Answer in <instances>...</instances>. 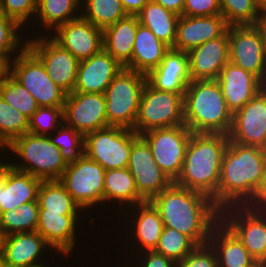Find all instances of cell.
I'll return each instance as SVG.
<instances>
[{
	"mask_svg": "<svg viewBox=\"0 0 266 267\" xmlns=\"http://www.w3.org/2000/svg\"><path fill=\"white\" fill-rule=\"evenodd\" d=\"M10 74L31 93L39 107H63L67 93L49 78L43 63L27 47L11 61Z\"/></svg>",
	"mask_w": 266,
	"mask_h": 267,
	"instance_id": "obj_9",
	"label": "cell"
},
{
	"mask_svg": "<svg viewBox=\"0 0 266 267\" xmlns=\"http://www.w3.org/2000/svg\"><path fill=\"white\" fill-rule=\"evenodd\" d=\"M138 24L136 15H127L103 29V49L123 67L132 60Z\"/></svg>",
	"mask_w": 266,
	"mask_h": 267,
	"instance_id": "obj_29",
	"label": "cell"
},
{
	"mask_svg": "<svg viewBox=\"0 0 266 267\" xmlns=\"http://www.w3.org/2000/svg\"><path fill=\"white\" fill-rule=\"evenodd\" d=\"M81 215L80 213L47 212V209L39 208L36 231L42 235L55 253L63 255L62 257L64 255L70 257L73 249L77 246L76 234H79L77 227H82V224L79 225V223L84 220L79 218Z\"/></svg>",
	"mask_w": 266,
	"mask_h": 267,
	"instance_id": "obj_19",
	"label": "cell"
},
{
	"mask_svg": "<svg viewBox=\"0 0 266 267\" xmlns=\"http://www.w3.org/2000/svg\"><path fill=\"white\" fill-rule=\"evenodd\" d=\"M259 11L262 16H266V0H258Z\"/></svg>",
	"mask_w": 266,
	"mask_h": 267,
	"instance_id": "obj_53",
	"label": "cell"
},
{
	"mask_svg": "<svg viewBox=\"0 0 266 267\" xmlns=\"http://www.w3.org/2000/svg\"><path fill=\"white\" fill-rule=\"evenodd\" d=\"M20 32L15 20L0 13V54H19L27 46V38L24 40Z\"/></svg>",
	"mask_w": 266,
	"mask_h": 267,
	"instance_id": "obj_43",
	"label": "cell"
},
{
	"mask_svg": "<svg viewBox=\"0 0 266 267\" xmlns=\"http://www.w3.org/2000/svg\"><path fill=\"white\" fill-rule=\"evenodd\" d=\"M9 150L11 153L8 159L10 160L13 154V157L15 156V160L11 161H15L14 169L29 173L42 181L60 180L68 165L62 157L61 150L48 136L27 132L15 138L5 149H1L3 152L6 151V154Z\"/></svg>",
	"mask_w": 266,
	"mask_h": 267,
	"instance_id": "obj_5",
	"label": "cell"
},
{
	"mask_svg": "<svg viewBox=\"0 0 266 267\" xmlns=\"http://www.w3.org/2000/svg\"><path fill=\"white\" fill-rule=\"evenodd\" d=\"M29 119L0 96V148L28 132Z\"/></svg>",
	"mask_w": 266,
	"mask_h": 267,
	"instance_id": "obj_38",
	"label": "cell"
},
{
	"mask_svg": "<svg viewBox=\"0 0 266 267\" xmlns=\"http://www.w3.org/2000/svg\"><path fill=\"white\" fill-rule=\"evenodd\" d=\"M127 168L135 180L138 193L146 201L173 183L155 163L150 146L141 136L132 145Z\"/></svg>",
	"mask_w": 266,
	"mask_h": 267,
	"instance_id": "obj_16",
	"label": "cell"
},
{
	"mask_svg": "<svg viewBox=\"0 0 266 267\" xmlns=\"http://www.w3.org/2000/svg\"><path fill=\"white\" fill-rule=\"evenodd\" d=\"M229 61L266 86V38L258 25L228 26Z\"/></svg>",
	"mask_w": 266,
	"mask_h": 267,
	"instance_id": "obj_11",
	"label": "cell"
},
{
	"mask_svg": "<svg viewBox=\"0 0 266 267\" xmlns=\"http://www.w3.org/2000/svg\"><path fill=\"white\" fill-rule=\"evenodd\" d=\"M220 220L256 261H266V210L247 205L228 206L220 210Z\"/></svg>",
	"mask_w": 266,
	"mask_h": 267,
	"instance_id": "obj_13",
	"label": "cell"
},
{
	"mask_svg": "<svg viewBox=\"0 0 266 267\" xmlns=\"http://www.w3.org/2000/svg\"><path fill=\"white\" fill-rule=\"evenodd\" d=\"M56 132L48 137L61 150L65 162L69 164L78 160L84 154V136L64 123L57 128Z\"/></svg>",
	"mask_w": 266,
	"mask_h": 267,
	"instance_id": "obj_40",
	"label": "cell"
},
{
	"mask_svg": "<svg viewBox=\"0 0 266 267\" xmlns=\"http://www.w3.org/2000/svg\"><path fill=\"white\" fill-rule=\"evenodd\" d=\"M146 82V75L126 68L112 79L104 93L108 126L133 130Z\"/></svg>",
	"mask_w": 266,
	"mask_h": 267,
	"instance_id": "obj_6",
	"label": "cell"
},
{
	"mask_svg": "<svg viewBox=\"0 0 266 267\" xmlns=\"http://www.w3.org/2000/svg\"><path fill=\"white\" fill-rule=\"evenodd\" d=\"M221 15L228 26L258 25V0H219Z\"/></svg>",
	"mask_w": 266,
	"mask_h": 267,
	"instance_id": "obj_37",
	"label": "cell"
},
{
	"mask_svg": "<svg viewBox=\"0 0 266 267\" xmlns=\"http://www.w3.org/2000/svg\"><path fill=\"white\" fill-rule=\"evenodd\" d=\"M250 267H266V261H255Z\"/></svg>",
	"mask_w": 266,
	"mask_h": 267,
	"instance_id": "obj_55",
	"label": "cell"
},
{
	"mask_svg": "<svg viewBox=\"0 0 266 267\" xmlns=\"http://www.w3.org/2000/svg\"><path fill=\"white\" fill-rule=\"evenodd\" d=\"M49 265H52V264L49 263L47 265L45 264V265H42V266H39V267H50Z\"/></svg>",
	"mask_w": 266,
	"mask_h": 267,
	"instance_id": "obj_57",
	"label": "cell"
},
{
	"mask_svg": "<svg viewBox=\"0 0 266 267\" xmlns=\"http://www.w3.org/2000/svg\"><path fill=\"white\" fill-rule=\"evenodd\" d=\"M81 16L104 29L127 16L121 0H81Z\"/></svg>",
	"mask_w": 266,
	"mask_h": 267,
	"instance_id": "obj_36",
	"label": "cell"
},
{
	"mask_svg": "<svg viewBox=\"0 0 266 267\" xmlns=\"http://www.w3.org/2000/svg\"><path fill=\"white\" fill-rule=\"evenodd\" d=\"M37 201L39 208L47 209V212H83L59 180L42 181L38 190Z\"/></svg>",
	"mask_w": 266,
	"mask_h": 267,
	"instance_id": "obj_34",
	"label": "cell"
},
{
	"mask_svg": "<svg viewBox=\"0 0 266 267\" xmlns=\"http://www.w3.org/2000/svg\"><path fill=\"white\" fill-rule=\"evenodd\" d=\"M81 10V0H38L35 18L39 22L34 19L33 23L41 26L38 29L42 31L38 33L44 34V29L47 32L45 35L48 36L49 32H53L60 25L80 17Z\"/></svg>",
	"mask_w": 266,
	"mask_h": 267,
	"instance_id": "obj_32",
	"label": "cell"
},
{
	"mask_svg": "<svg viewBox=\"0 0 266 267\" xmlns=\"http://www.w3.org/2000/svg\"><path fill=\"white\" fill-rule=\"evenodd\" d=\"M123 69L117 60L102 49L79 62L73 92L104 94L112 79Z\"/></svg>",
	"mask_w": 266,
	"mask_h": 267,
	"instance_id": "obj_22",
	"label": "cell"
},
{
	"mask_svg": "<svg viewBox=\"0 0 266 267\" xmlns=\"http://www.w3.org/2000/svg\"><path fill=\"white\" fill-rule=\"evenodd\" d=\"M150 0H121L127 15H137Z\"/></svg>",
	"mask_w": 266,
	"mask_h": 267,
	"instance_id": "obj_49",
	"label": "cell"
},
{
	"mask_svg": "<svg viewBox=\"0 0 266 267\" xmlns=\"http://www.w3.org/2000/svg\"><path fill=\"white\" fill-rule=\"evenodd\" d=\"M34 34L28 39L27 48L43 63L47 75L67 94L72 93L77 80L79 60L63 49L49 35ZM34 36V37H33Z\"/></svg>",
	"mask_w": 266,
	"mask_h": 267,
	"instance_id": "obj_14",
	"label": "cell"
},
{
	"mask_svg": "<svg viewBox=\"0 0 266 267\" xmlns=\"http://www.w3.org/2000/svg\"><path fill=\"white\" fill-rule=\"evenodd\" d=\"M0 96L28 119L39 107L31 93L11 74L0 82Z\"/></svg>",
	"mask_w": 266,
	"mask_h": 267,
	"instance_id": "obj_39",
	"label": "cell"
},
{
	"mask_svg": "<svg viewBox=\"0 0 266 267\" xmlns=\"http://www.w3.org/2000/svg\"><path fill=\"white\" fill-rule=\"evenodd\" d=\"M126 209H127L126 211L125 210L122 211L123 215L125 214L126 216V213L129 214V216L127 217L128 218L127 224L129 222V225L133 226L130 227L127 225L126 228L129 229L126 230L127 232L129 231V235H127V237L132 235L130 237V239H132L131 245L134 248L137 247L136 254H139L144 251L155 250L164 229L163 221L160 217L158 210L154 207V205L150 201H145L143 203L137 204L135 206Z\"/></svg>",
	"mask_w": 266,
	"mask_h": 267,
	"instance_id": "obj_21",
	"label": "cell"
},
{
	"mask_svg": "<svg viewBox=\"0 0 266 267\" xmlns=\"http://www.w3.org/2000/svg\"><path fill=\"white\" fill-rule=\"evenodd\" d=\"M184 122L192 133H230L233 114L217 80L191 81L183 96Z\"/></svg>",
	"mask_w": 266,
	"mask_h": 267,
	"instance_id": "obj_4",
	"label": "cell"
},
{
	"mask_svg": "<svg viewBox=\"0 0 266 267\" xmlns=\"http://www.w3.org/2000/svg\"><path fill=\"white\" fill-rule=\"evenodd\" d=\"M49 36L79 61L103 49V29L82 16L60 25Z\"/></svg>",
	"mask_w": 266,
	"mask_h": 267,
	"instance_id": "obj_18",
	"label": "cell"
},
{
	"mask_svg": "<svg viewBox=\"0 0 266 267\" xmlns=\"http://www.w3.org/2000/svg\"><path fill=\"white\" fill-rule=\"evenodd\" d=\"M191 135L186 125L155 128L140 134L150 146L155 163L173 182L181 173Z\"/></svg>",
	"mask_w": 266,
	"mask_h": 267,
	"instance_id": "obj_12",
	"label": "cell"
},
{
	"mask_svg": "<svg viewBox=\"0 0 266 267\" xmlns=\"http://www.w3.org/2000/svg\"><path fill=\"white\" fill-rule=\"evenodd\" d=\"M150 202L164 227L186 235L196 245L207 244L212 228L220 221V209L210 197L174 182Z\"/></svg>",
	"mask_w": 266,
	"mask_h": 267,
	"instance_id": "obj_1",
	"label": "cell"
},
{
	"mask_svg": "<svg viewBox=\"0 0 266 267\" xmlns=\"http://www.w3.org/2000/svg\"><path fill=\"white\" fill-rule=\"evenodd\" d=\"M37 4L38 0H0V13L15 20L23 29L30 21L34 22Z\"/></svg>",
	"mask_w": 266,
	"mask_h": 267,
	"instance_id": "obj_44",
	"label": "cell"
},
{
	"mask_svg": "<svg viewBox=\"0 0 266 267\" xmlns=\"http://www.w3.org/2000/svg\"><path fill=\"white\" fill-rule=\"evenodd\" d=\"M63 123L83 136L108 127L105 95L72 92L63 105Z\"/></svg>",
	"mask_w": 266,
	"mask_h": 267,
	"instance_id": "obj_15",
	"label": "cell"
},
{
	"mask_svg": "<svg viewBox=\"0 0 266 267\" xmlns=\"http://www.w3.org/2000/svg\"><path fill=\"white\" fill-rule=\"evenodd\" d=\"M229 141L264 149L266 146V86L233 114Z\"/></svg>",
	"mask_w": 266,
	"mask_h": 267,
	"instance_id": "obj_17",
	"label": "cell"
},
{
	"mask_svg": "<svg viewBox=\"0 0 266 267\" xmlns=\"http://www.w3.org/2000/svg\"><path fill=\"white\" fill-rule=\"evenodd\" d=\"M266 167V152L259 147L229 141L222 158L217 207L247 205L255 196Z\"/></svg>",
	"mask_w": 266,
	"mask_h": 267,
	"instance_id": "obj_2",
	"label": "cell"
},
{
	"mask_svg": "<svg viewBox=\"0 0 266 267\" xmlns=\"http://www.w3.org/2000/svg\"><path fill=\"white\" fill-rule=\"evenodd\" d=\"M17 54H0V82L10 75L11 61Z\"/></svg>",
	"mask_w": 266,
	"mask_h": 267,
	"instance_id": "obj_51",
	"label": "cell"
},
{
	"mask_svg": "<svg viewBox=\"0 0 266 267\" xmlns=\"http://www.w3.org/2000/svg\"><path fill=\"white\" fill-rule=\"evenodd\" d=\"M197 245L186 235L173 228L164 227L155 252L179 263Z\"/></svg>",
	"mask_w": 266,
	"mask_h": 267,
	"instance_id": "obj_41",
	"label": "cell"
},
{
	"mask_svg": "<svg viewBox=\"0 0 266 267\" xmlns=\"http://www.w3.org/2000/svg\"><path fill=\"white\" fill-rule=\"evenodd\" d=\"M229 136L192 133L180 175L175 184L210 197L217 206V190Z\"/></svg>",
	"mask_w": 266,
	"mask_h": 267,
	"instance_id": "obj_3",
	"label": "cell"
},
{
	"mask_svg": "<svg viewBox=\"0 0 266 267\" xmlns=\"http://www.w3.org/2000/svg\"><path fill=\"white\" fill-rule=\"evenodd\" d=\"M145 201L138 193L135 180L128 168L105 170L104 205L119 203L117 206L120 204L123 206H120L119 211L121 212L126 206L129 208Z\"/></svg>",
	"mask_w": 266,
	"mask_h": 267,
	"instance_id": "obj_31",
	"label": "cell"
},
{
	"mask_svg": "<svg viewBox=\"0 0 266 267\" xmlns=\"http://www.w3.org/2000/svg\"><path fill=\"white\" fill-rule=\"evenodd\" d=\"M0 267H4L3 254H2L1 249H0Z\"/></svg>",
	"mask_w": 266,
	"mask_h": 267,
	"instance_id": "obj_56",
	"label": "cell"
},
{
	"mask_svg": "<svg viewBox=\"0 0 266 267\" xmlns=\"http://www.w3.org/2000/svg\"><path fill=\"white\" fill-rule=\"evenodd\" d=\"M178 16L183 15L185 0H152Z\"/></svg>",
	"mask_w": 266,
	"mask_h": 267,
	"instance_id": "obj_50",
	"label": "cell"
},
{
	"mask_svg": "<svg viewBox=\"0 0 266 267\" xmlns=\"http://www.w3.org/2000/svg\"><path fill=\"white\" fill-rule=\"evenodd\" d=\"M147 81L161 91L185 93L192 81L187 52L170 48L158 67L147 75Z\"/></svg>",
	"mask_w": 266,
	"mask_h": 267,
	"instance_id": "obj_26",
	"label": "cell"
},
{
	"mask_svg": "<svg viewBox=\"0 0 266 267\" xmlns=\"http://www.w3.org/2000/svg\"><path fill=\"white\" fill-rule=\"evenodd\" d=\"M247 206L254 209L266 210V167L262 175L261 183L255 192V196Z\"/></svg>",
	"mask_w": 266,
	"mask_h": 267,
	"instance_id": "obj_48",
	"label": "cell"
},
{
	"mask_svg": "<svg viewBox=\"0 0 266 267\" xmlns=\"http://www.w3.org/2000/svg\"><path fill=\"white\" fill-rule=\"evenodd\" d=\"M259 25L263 29L266 38V16L261 17Z\"/></svg>",
	"mask_w": 266,
	"mask_h": 267,
	"instance_id": "obj_54",
	"label": "cell"
},
{
	"mask_svg": "<svg viewBox=\"0 0 266 267\" xmlns=\"http://www.w3.org/2000/svg\"><path fill=\"white\" fill-rule=\"evenodd\" d=\"M4 267H39L47 264L46 253L54 252L37 231L14 233L0 238ZM46 250V251H44ZM44 252V253H43Z\"/></svg>",
	"mask_w": 266,
	"mask_h": 267,
	"instance_id": "obj_20",
	"label": "cell"
},
{
	"mask_svg": "<svg viewBox=\"0 0 266 267\" xmlns=\"http://www.w3.org/2000/svg\"><path fill=\"white\" fill-rule=\"evenodd\" d=\"M228 25L222 15L180 16L173 49L188 52L192 48L222 36Z\"/></svg>",
	"mask_w": 266,
	"mask_h": 267,
	"instance_id": "obj_24",
	"label": "cell"
},
{
	"mask_svg": "<svg viewBox=\"0 0 266 267\" xmlns=\"http://www.w3.org/2000/svg\"><path fill=\"white\" fill-rule=\"evenodd\" d=\"M4 160L5 159H2V157H1V160H0V188L4 187L6 179L9 175L10 171L13 169V162L11 163L8 159L5 160L7 162H5Z\"/></svg>",
	"mask_w": 266,
	"mask_h": 267,
	"instance_id": "obj_52",
	"label": "cell"
},
{
	"mask_svg": "<svg viewBox=\"0 0 266 267\" xmlns=\"http://www.w3.org/2000/svg\"><path fill=\"white\" fill-rule=\"evenodd\" d=\"M41 183V179L13 168L4 187L0 188V215L18 209L22 204L37 201Z\"/></svg>",
	"mask_w": 266,
	"mask_h": 267,
	"instance_id": "obj_30",
	"label": "cell"
},
{
	"mask_svg": "<svg viewBox=\"0 0 266 267\" xmlns=\"http://www.w3.org/2000/svg\"><path fill=\"white\" fill-rule=\"evenodd\" d=\"M217 81L232 114L244 107L265 87L255 75L230 61L220 71Z\"/></svg>",
	"mask_w": 266,
	"mask_h": 267,
	"instance_id": "obj_25",
	"label": "cell"
},
{
	"mask_svg": "<svg viewBox=\"0 0 266 267\" xmlns=\"http://www.w3.org/2000/svg\"><path fill=\"white\" fill-rule=\"evenodd\" d=\"M39 204L32 201L0 215V238L14 233L33 232L38 227Z\"/></svg>",
	"mask_w": 266,
	"mask_h": 267,
	"instance_id": "obj_35",
	"label": "cell"
},
{
	"mask_svg": "<svg viewBox=\"0 0 266 267\" xmlns=\"http://www.w3.org/2000/svg\"><path fill=\"white\" fill-rule=\"evenodd\" d=\"M170 47L159 40L149 28L138 24L133 45L132 60L126 69L148 75L156 69Z\"/></svg>",
	"mask_w": 266,
	"mask_h": 267,
	"instance_id": "obj_28",
	"label": "cell"
},
{
	"mask_svg": "<svg viewBox=\"0 0 266 267\" xmlns=\"http://www.w3.org/2000/svg\"><path fill=\"white\" fill-rule=\"evenodd\" d=\"M221 15L219 0H185L183 16Z\"/></svg>",
	"mask_w": 266,
	"mask_h": 267,
	"instance_id": "obj_46",
	"label": "cell"
},
{
	"mask_svg": "<svg viewBox=\"0 0 266 267\" xmlns=\"http://www.w3.org/2000/svg\"><path fill=\"white\" fill-rule=\"evenodd\" d=\"M104 177L105 169L84 153L67 165L59 181L87 214L89 208L104 204Z\"/></svg>",
	"mask_w": 266,
	"mask_h": 267,
	"instance_id": "obj_10",
	"label": "cell"
},
{
	"mask_svg": "<svg viewBox=\"0 0 266 267\" xmlns=\"http://www.w3.org/2000/svg\"><path fill=\"white\" fill-rule=\"evenodd\" d=\"M136 16L141 25L149 28L159 40L170 48L173 47L180 16L152 0Z\"/></svg>",
	"mask_w": 266,
	"mask_h": 267,
	"instance_id": "obj_33",
	"label": "cell"
},
{
	"mask_svg": "<svg viewBox=\"0 0 266 267\" xmlns=\"http://www.w3.org/2000/svg\"><path fill=\"white\" fill-rule=\"evenodd\" d=\"M139 137L132 129L108 126L84 136V153L105 170L127 168L132 145Z\"/></svg>",
	"mask_w": 266,
	"mask_h": 267,
	"instance_id": "obj_8",
	"label": "cell"
},
{
	"mask_svg": "<svg viewBox=\"0 0 266 267\" xmlns=\"http://www.w3.org/2000/svg\"><path fill=\"white\" fill-rule=\"evenodd\" d=\"M187 55L192 81L217 80L229 62L228 29L222 36L192 48Z\"/></svg>",
	"mask_w": 266,
	"mask_h": 267,
	"instance_id": "obj_23",
	"label": "cell"
},
{
	"mask_svg": "<svg viewBox=\"0 0 266 267\" xmlns=\"http://www.w3.org/2000/svg\"><path fill=\"white\" fill-rule=\"evenodd\" d=\"M178 267H218L217 256L209 243L197 245Z\"/></svg>",
	"mask_w": 266,
	"mask_h": 267,
	"instance_id": "obj_45",
	"label": "cell"
},
{
	"mask_svg": "<svg viewBox=\"0 0 266 267\" xmlns=\"http://www.w3.org/2000/svg\"><path fill=\"white\" fill-rule=\"evenodd\" d=\"M132 252H133L132 255H134L135 259H138V261L136 262V264L137 263L138 264L135 265L136 267H178L177 262L173 261L172 259L168 257H165L162 254L155 252L154 250L144 251V252H141L142 254L141 253L136 254V256L134 254L135 251L132 250Z\"/></svg>",
	"mask_w": 266,
	"mask_h": 267,
	"instance_id": "obj_47",
	"label": "cell"
},
{
	"mask_svg": "<svg viewBox=\"0 0 266 267\" xmlns=\"http://www.w3.org/2000/svg\"><path fill=\"white\" fill-rule=\"evenodd\" d=\"M208 243L216 253L218 267H250L256 261L221 220L212 228Z\"/></svg>",
	"mask_w": 266,
	"mask_h": 267,
	"instance_id": "obj_27",
	"label": "cell"
},
{
	"mask_svg": "<svg viewBox=\"0 0 266 267\" xmlns=\"http://www.w3.org/2000/svg\"><path fill=\"white\" fill-rule=\"evenodd\" d=\"M184 93L161 91L146 82L133 131L138 135L155 128L185 125Z\"/></svg>",
	"mask_w": 266,
	"mask_h": 267,
	"instance_id": "obj_7",
	"label": "cell"
},
{
	"mask_svg": "<svg viewBox=\"0 0 266 267\" xmlns=\"http://www.w3.org/2000/svg\"><path fill=\"white\" fill-rule=\"evenodd\" d=\"M63 123V107H38L29 119L28 132L48 136Z\"/></svg>",
	"mask_w": 266,
	"mask_h": 267,
	"instance_id": "obj_42",
	"label": "cell"
}]
</instances>
